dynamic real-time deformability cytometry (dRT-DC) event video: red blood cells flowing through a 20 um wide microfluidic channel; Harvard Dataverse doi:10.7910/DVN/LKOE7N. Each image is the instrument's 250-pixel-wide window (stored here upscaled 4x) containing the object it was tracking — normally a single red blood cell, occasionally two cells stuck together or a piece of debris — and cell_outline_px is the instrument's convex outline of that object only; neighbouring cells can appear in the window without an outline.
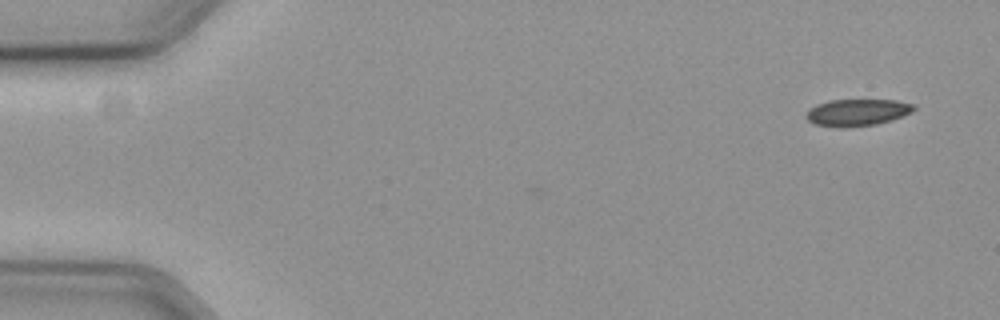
{"species": "common noctule bat (a hibernating species)", "species_latin": "Nyctalus noctula", "temperature_condition": "cold", "stored_images_in_passage": 3, "camera_frame_rate_fps": 3000, "um_per_image_px": 0.085, "animal": {"sex": "female", "body_mass_g": 19.3, "forearm_length_mm": 54.1}, "frame": {"image": 1, "passage_image": 3, "time_ms": 0.667, "image_size_px": [1000, 320], "cell_outline_px": [[916, 108], [912, 112], [892, 120], [876, 124], [844, 128], [816, 124], [808, 120], [804, 116], [816, 104], [828, 100], [896, 100], [916, 104]], "centroid_in_image_um": [72.9, 9.55], "position_along_channel_um": 12.1, "area_um2": 16.88}}